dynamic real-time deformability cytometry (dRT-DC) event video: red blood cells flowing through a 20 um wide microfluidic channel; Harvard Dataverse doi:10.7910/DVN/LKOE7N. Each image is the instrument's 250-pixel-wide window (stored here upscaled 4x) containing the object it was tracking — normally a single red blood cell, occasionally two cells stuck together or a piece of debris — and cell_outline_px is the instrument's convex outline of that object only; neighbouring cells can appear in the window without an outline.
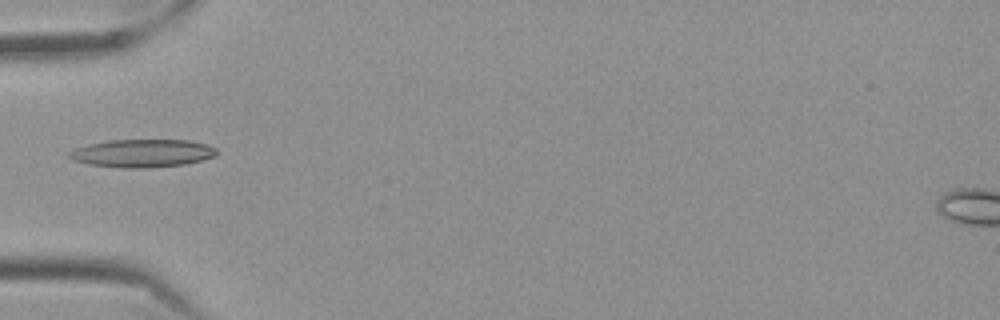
{"species": "Egyptian fruit bat (a non-hibernating species)", "species_latin": "Rousettus aegyptiacus", "temperature_condition": "cold", "stored_images_in_passage": 39, "camera_frame_rate_fps": 3000, "um_per_image_px": 0.085, "frame": {"image": 1, "passage_image": 1, "time_ms": 0.0, "image_size_px": [1000, 320], "cell_outline_px": [[216, 156], [184, 164], [148, 168], [120, 168], [88, 164], [72, 160], [68, 156], [68, 152], [72, 148], [88, 144], [108, 140], [188, 140], [208, 144], [216, 148]], "centroid_in_image_um": [12.05, 13.02], "position_along_channel_um": 73.0, "area_um2": 24.22}}
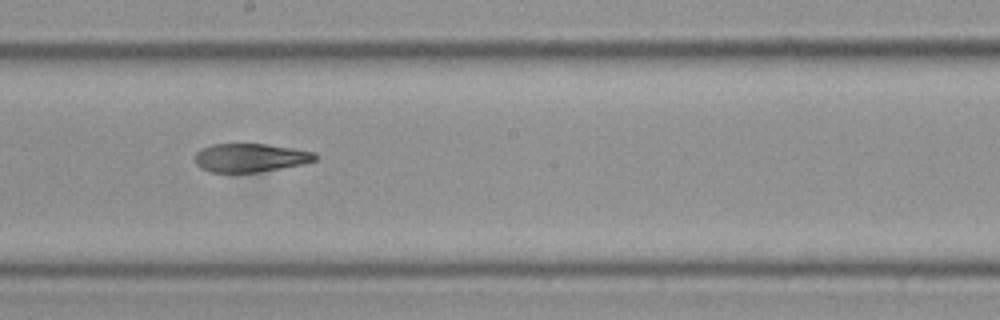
{"frame": {"image": 2, "passage_image": 14, "time_ms": 4.333, "image_size_px": [1000, 320], "cell_outline_px": [[316, 160], [304, 164], [256, 172], [208, 172], [200, 168], [196, 164], [196, 152], [200, 148], [212, 144], [268, 144], [316, 152]], "centroid_in_image_um": [21.26, 13.4], "position_along_channel_um": 226.9, "area_um2": 20.0}}
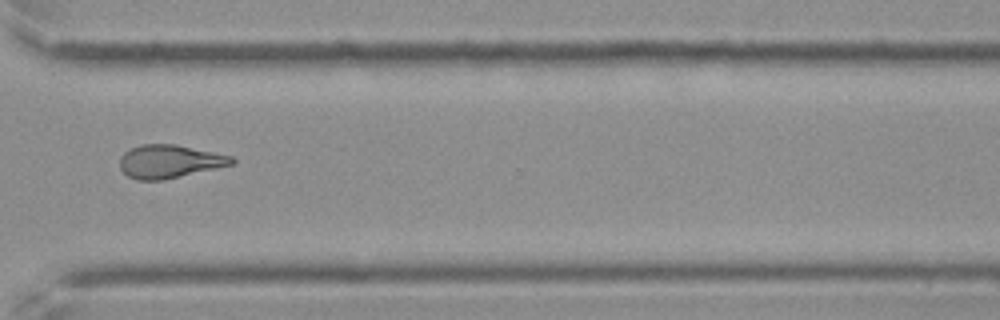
{"frame": {"image": 3, "passage_image": 25, "time_ms": 8.0, "image_size_px": [1000, 320], "cell_outline_px": [[236, 160], [232, 164], [216, 168], [164, 180], [136, 180], [128, 176], [120, 168], [120, 156], [124, 152], [140, 144], [176, 144], [232, 156]], "centroid_in_image_um": [14.38, 13.72], "position_along_channel_um": 356.2, "area_um2": 21.62}, "authors_computed_cell_mechanics": {"area_um2": 21.6172, "velocity_mm_per_s": 3.5238, "shape_relaxation_time_tau1_ms": null, "shape_relaxation_time_tau2_ms": 3.8587, "deformation_change_tau1": null, "deformation_change_tau2": 0.1248}}